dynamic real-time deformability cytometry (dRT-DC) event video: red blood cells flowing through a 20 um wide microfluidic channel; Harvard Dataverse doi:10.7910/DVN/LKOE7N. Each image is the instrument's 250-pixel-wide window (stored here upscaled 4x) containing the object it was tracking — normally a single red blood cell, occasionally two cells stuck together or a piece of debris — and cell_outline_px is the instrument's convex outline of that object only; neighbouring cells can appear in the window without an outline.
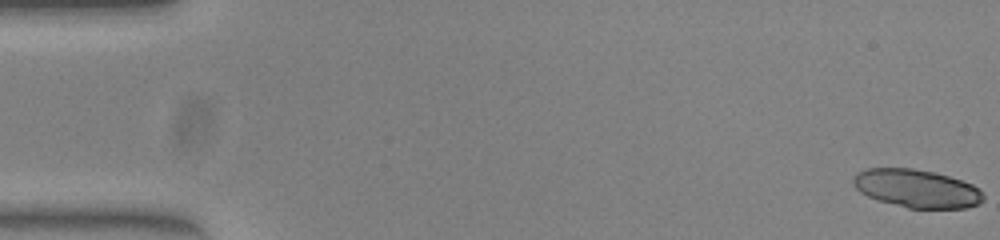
{"species": "common noctule bat (a hibernating species)", "species_latin": "Nyctalus noctula", "temperature_condition": "warm", "stored_images_in_passage": 16, "camera_frame_rate_fps": 3000, "um_per_image_px": 0.085, "animal": {"sex": "female", "body_mass_g": 23.0, "forearm_length_mm": 53.4}, "frame": {"image": 1, "passage_image": 1, "time_ms": 0.0, "image_size_px": [1000, 240], "cell_outline_px": [[984, 200], [980, 204], [964, 208], [908, 208], [880, 200], [868, 196], [860, 192], [852, 184], [852, 176], [856, 172], [864, 168], [912, 168], [936, 172], [972, 184], [984, 196]], "centroid_in_image_um": [77.88, 16.01], "position_along_channel_um": 7.1, "area_um2": 28.96}}